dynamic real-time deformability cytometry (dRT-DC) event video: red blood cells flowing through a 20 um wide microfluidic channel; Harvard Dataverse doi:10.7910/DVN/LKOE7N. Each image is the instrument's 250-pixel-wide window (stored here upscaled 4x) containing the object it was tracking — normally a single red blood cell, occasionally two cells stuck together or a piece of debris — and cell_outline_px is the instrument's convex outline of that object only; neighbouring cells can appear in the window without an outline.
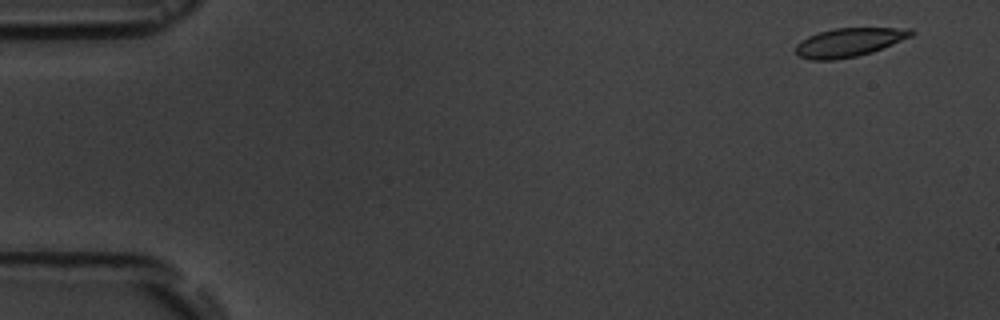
{"species": "common noctule bat (a hibernating species)", "species_latin": "Nyctalus noctula", "temperature_condition": "room temperature", "stored_images_in_passage": 5, "camera_frame_rate_fps": 3000, "um_per_image_px": 0.085, "animal": {"sex": "male", "body_mass_g": 19.5, "forearm_length_mm": 54.6}, "frame": {"image": 1, "passage_image": 1, "time_ms": 0.0, "image_size_px": [1000, 320], "cell_outline_px": [[916, 32], [912, 36], [872, 52], [856, 56], [832, 60], [812, 60], [796, 56], [796, 44], [800, 40], [808, 36], [832, 28], [912, 28]], "centroid_in_image_um": [72.15, 3.59], "position_along_channel_um": 12.8, "area_um2": 19.36}}
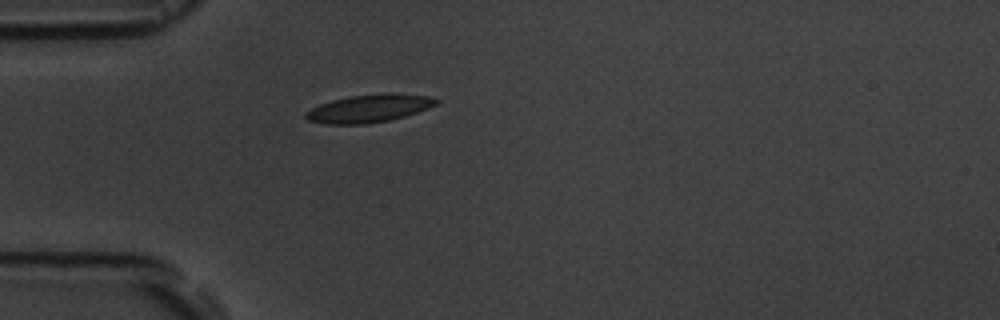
{"frame": {"image": 2, "passage_image": 5, "time_ms": 4.333, "image_size_px": [1000, 320], "cell_outline_px": [[440, 100], [436, 104], [428, 108], [404, 116], [388, 120], [364, 124], [324, 124], [308, 120], [304, 116], [304, 112], [320, 104], [332, 100], [348, 96], [428, 96]], "centroid_in_image_um": [31.24, 9.27], "position_along_channel_um": 53.8, "area_um2": 20.0}}